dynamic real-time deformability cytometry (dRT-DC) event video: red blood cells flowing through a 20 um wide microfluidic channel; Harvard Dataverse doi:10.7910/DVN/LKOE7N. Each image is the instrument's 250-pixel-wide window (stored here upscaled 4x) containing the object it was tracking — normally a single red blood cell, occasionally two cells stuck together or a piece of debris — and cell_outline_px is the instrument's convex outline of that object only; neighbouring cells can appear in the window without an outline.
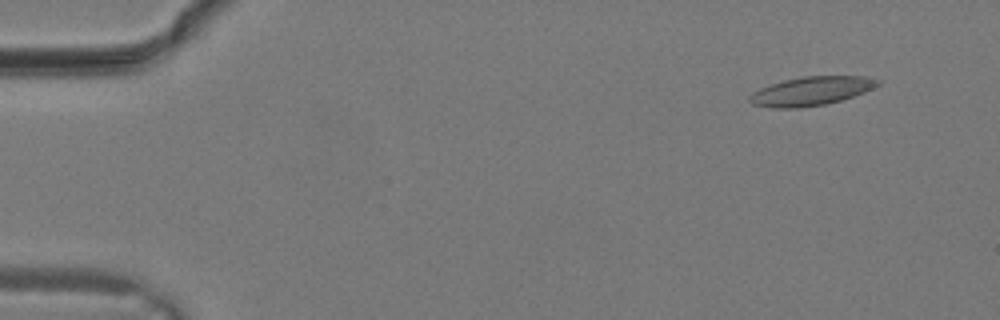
{"species": "common noctule bat (a hibernating species)", "species_latin": "Nyctalus noctula", "temperature_condition": "warm", "stored_images_in_passage": 9, "camera_frame_rate_fps": 3000, "um_per_image_px": 0.085, "animal": {"sex": "male", "body_mass_g": 19.2, "forearm_length_mm": 51.8}, "frame": {"image": 1, "passage_image": 3, "time_ms": 0.667, "image_size_px": [1000, 320], "cell_outline_px": [[880, 84], [864, 92], [840, 100], [824, 104], [796, 108], [772, 108], [752, 104], [748, 100], [748, 96], [752, 92], [760, 88], [784, 80], [800, 76], [864, 76], [880, 80]], "centroid_in_image_um": [68.91, 7.73], "position_along_channel_um": 16.1, "area_um2": 21.39}}